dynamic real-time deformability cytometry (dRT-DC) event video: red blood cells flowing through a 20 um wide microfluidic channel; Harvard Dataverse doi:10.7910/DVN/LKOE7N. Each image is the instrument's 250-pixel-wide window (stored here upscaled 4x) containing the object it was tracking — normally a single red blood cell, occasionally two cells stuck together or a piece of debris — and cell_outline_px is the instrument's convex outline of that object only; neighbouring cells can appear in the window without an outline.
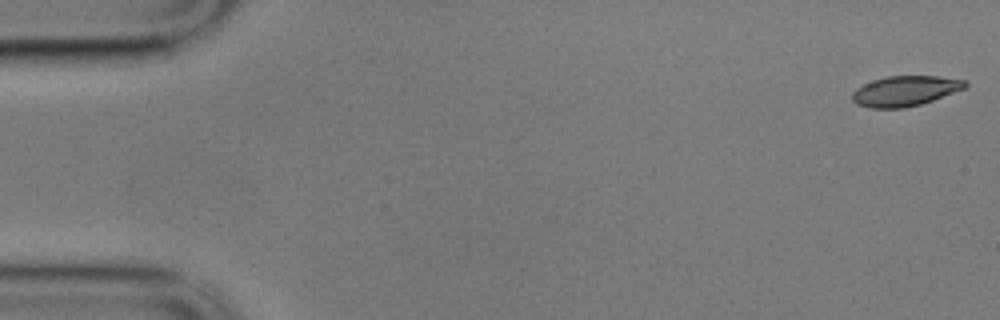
{"species": "common noctule bat (a hibernating species)", "species_latin": "Nyctalus noctula", "temperature_condition": "cold", "stored_images_in_passage": 4, "camera_frame_rate_fps": 3000, "um_per_image_px": 0.085, "animal": {"sex": "male", "body_mass_g": 17.9}, "frame": {"image": 1, "passage_image": 1, "time_ms": 0.0, "image_size_px": [1000, 320], "cell_outline_px": [[968, 84], [964, 88], [932, 100], [920, 104], [904, 108], [868, 108], [856, 104], [852, 100], [852, 92], [856, 88], [872, 80], [888, 76], [940, 76], [964, 80]], "centroid_in_image_um": [76.88, 7.73], "position_along_channel_um": 8.1, "area_um2": 19.77}}
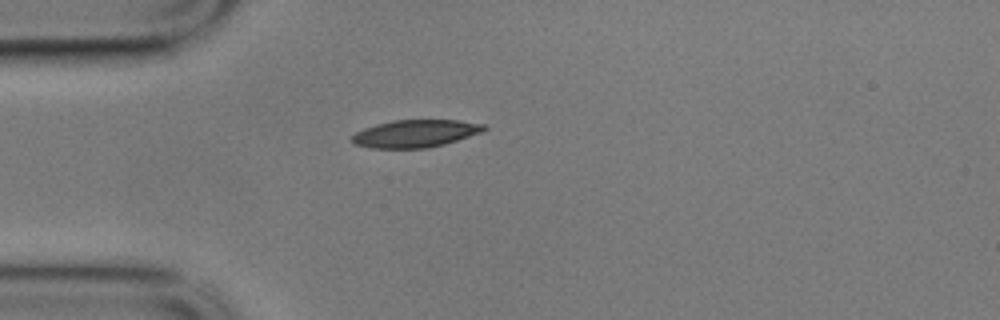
{"frame": {"image": 2, "passage_image": 4, "time_ms": 1.0, "image_size_px": [1000, 320], "cell_outline_px": [[488, 128], [484, 132], [444, 144], [428, 148], [372, 148], [356, 144], [352, 140], [352, 136], [356, 132], [364, 128], [376, 124], [392, 120], [460, 120], [484, 124]], "centroid_in_image_um": [35.35, 11.34], "position_along_channel_um": 49.6, "area_um2": 21.21}}